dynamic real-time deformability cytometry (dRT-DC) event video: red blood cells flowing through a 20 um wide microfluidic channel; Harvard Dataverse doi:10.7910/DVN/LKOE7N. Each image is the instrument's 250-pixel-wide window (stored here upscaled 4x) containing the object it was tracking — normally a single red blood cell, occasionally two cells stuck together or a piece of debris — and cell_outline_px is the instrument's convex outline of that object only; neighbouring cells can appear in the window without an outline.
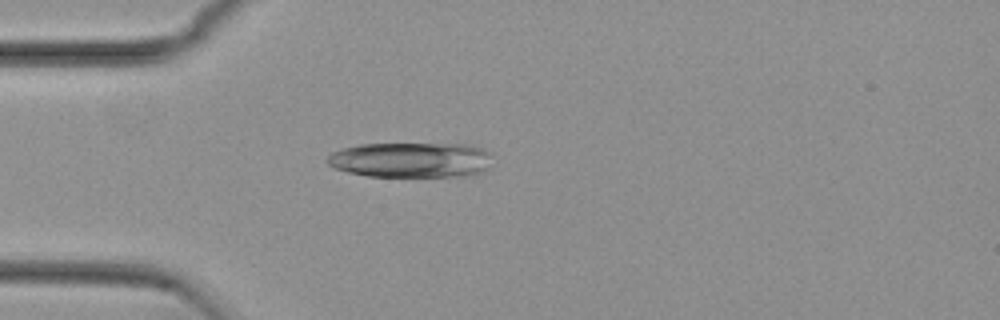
{"species": "common noctule bat (a hibernating species)", "species_latin": "Nyctalus noctula", "temperature_condition": "cold", "stored_images_in_passage": 33, "camera_frame_rate_fps": 3000, "um_per_image_px": 0.085, "animal": {"sex": "female", "body_mass_g": 29.2, "forearm_length_mm": 56.3}, "frame": {"image": 1, "passage_image": 1, "time_ms": 0.0, "image_size_px": [1000, 320], "cell_outline_px": [[492, 156], [488, 168], [484, 172], [464, 176], [368, 176], [348, 172], [336, 168], [328, 164], [324, 160], [332, 152], [344, 148], [360, 144], [464, 144], [480, 148], [492, 152]], "centroid_in_image_um": [34.96, 13.59], "position_along_channel_um": 50.0, "area_um2": 33.99}}